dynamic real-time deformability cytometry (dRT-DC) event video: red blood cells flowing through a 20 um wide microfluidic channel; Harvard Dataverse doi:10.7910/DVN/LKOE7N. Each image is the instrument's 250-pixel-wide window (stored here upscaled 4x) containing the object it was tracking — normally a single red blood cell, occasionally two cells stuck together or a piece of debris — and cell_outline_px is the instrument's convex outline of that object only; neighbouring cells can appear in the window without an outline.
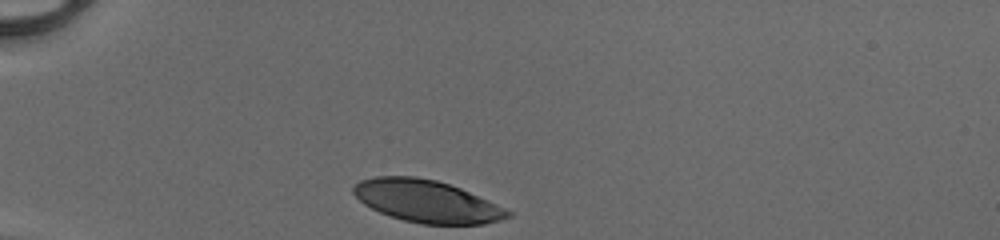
{"species": "human", "species_latin": "Homo sapiens", "temperature_condition": "cold", "stored_images_in_passage": 29, "camera_frame_rate_fps": 3000, "um_per_image_px": 0.085, "donor": {"sex": "male"}, "frame": {"image": 1, "passage_image": 1, "time_ms": 0.0, "image_size_px": [1000, 240], "cell_outline_px": [[512, 216], [500, 220], [484, 224], [420, 224], [404, 220], [380, 212], [364, 204], [352, 192], [352, 188], [360, 180], [376, 176], [416, 176], [436, 180], [460, 188], [496, 204], [512, 212]], "centroid_in_image_um": [36.26, 17.1], "position_along_channel_um": 48.7, "area_um2": 37.74}}
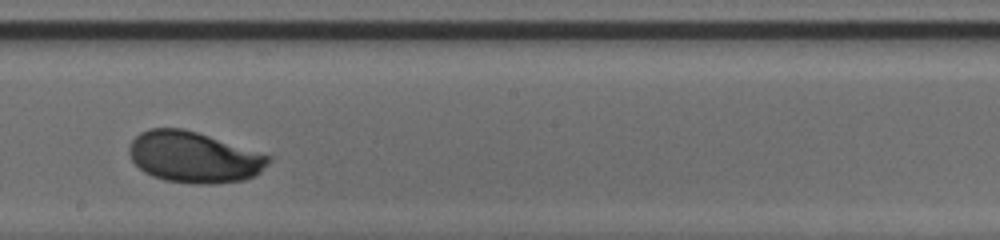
{"frame": {"image": 2, "passage_image": 17, "time_ms": 5.333, "image_size_px": [1000, 240], "cell_outline_px": [[272, 160], [260, 172], [244, 180], [216, 184], [192, 184], [164, 180], [152, 176], [144, 172], [132, 160], [128, 152], [128, 144], [140, 132], [148, 128], [184, 128], [272, 156]], "centroid_in_image_um": [16.46, 13.36], "position_along_channel_um": 231.7, "area_um2": 41.62}}
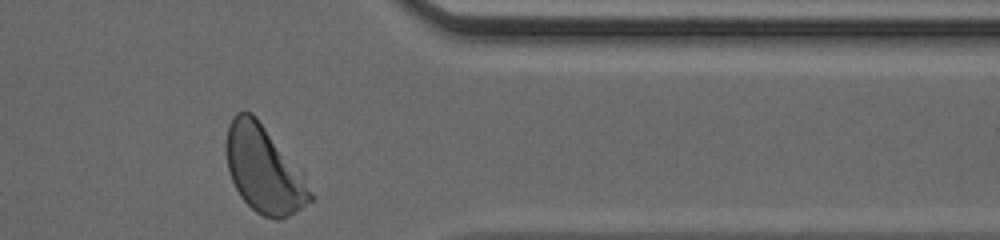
{"frame": {"image": 3, "passage_image": 29, "time_ms": 9.333, "image_size_px": [1000, 240], "cell_outline_px": [[312, 200], [288, 216], [280, 220], [276, 220], [264, 216], [256, 212], [240, 196], [228, 172], [224, 144], [228, 124], [232, 116], [236, 112], [252, 112], [256, 116], [304, 172], [312, 196]], "centroid_in_image_um": [22.41, 14.37], "position_along_channel_um": 389.0, "area_um2": 42.95}, "authors_computed_cell_mechanics": {"area_um2": 40.8068, "velocity_mm_per_s": 4.0954, "shape_relaxation_time_tau1_ms": 2.4014, "shape_relaxation_time_tau2_ms": null, "deformation_change_tau1": 0.1221, "deformation_change_tau2": null}}